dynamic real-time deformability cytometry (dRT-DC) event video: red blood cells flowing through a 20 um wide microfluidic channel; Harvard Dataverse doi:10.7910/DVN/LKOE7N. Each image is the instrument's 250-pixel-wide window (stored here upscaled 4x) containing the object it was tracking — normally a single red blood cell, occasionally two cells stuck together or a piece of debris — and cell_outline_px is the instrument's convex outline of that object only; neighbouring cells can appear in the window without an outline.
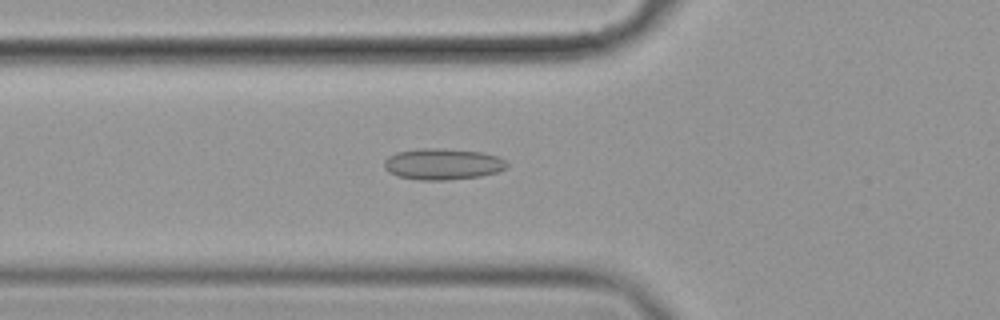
{"species": "common noctule bat (a hibernating species)", "species_latin": "Nyctalus noctula", "temperature_condition": "cold", "stored_images_in_passage": 45, "camera_frame_rate_fps": 3000, "um_per_image_px": 0.085, "animal": {"sex": "female", "body_mass_g": 19.9}, "frame": {"image": 1, "passage_image": 9, "time_ms": 2.667, "image_size_px": [1000, 320], "cell_outline_px": [[508, 164], [504, 168], [496, 172], [480, 176], [444, 180], [420, 180], [396, 176], [388, 172], [384, 168], [384, 160], [388, 156], [396, 152], [416, 148], [440, 148], [484, 152], [500, 156]], "centroid_in_image_um": [37.59, 13.93], "position_along_channel_um": 88.2, "area_um2": 22.54}}
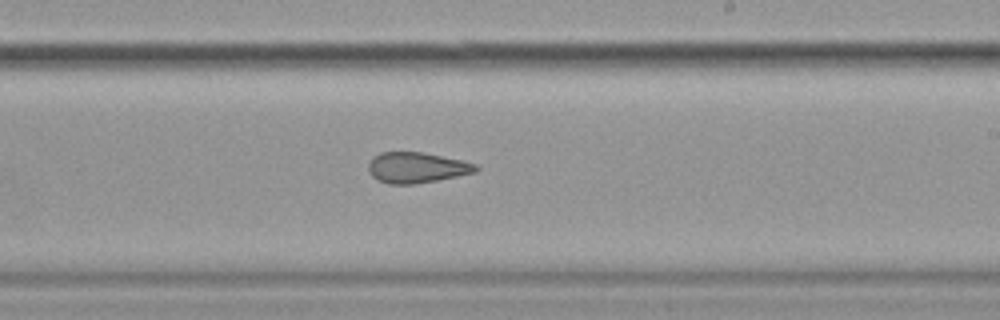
{"frame": {"image": 2, "passage_image": 23, "time_ms": 7.333, "image_size_px": [1000, 320], "cell_outline_px": [[480, 168], [476, 172], [436, 180], [412, 184], [388, 184], [376, 180], [368, 172], [368, 164], [372, 156], [380, 152], [420, 152], [464, 160], [476, 164]], "centroid_in_image_um": [35.38, 14.24], "position_along_channel_um": 253.6, "area_um2": 19.31}}
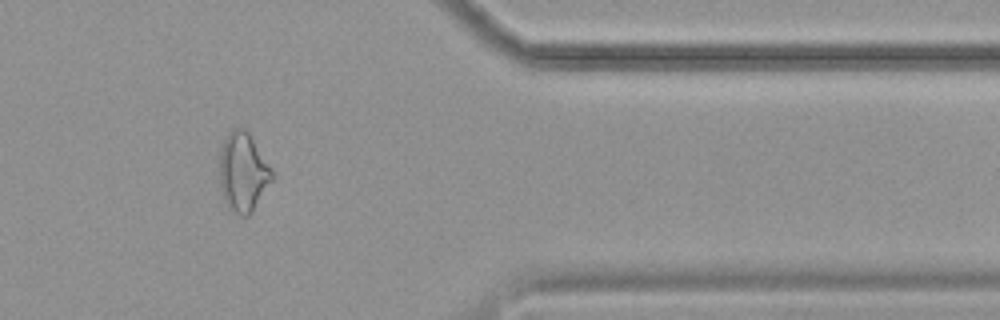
{"frame": {"image": 3, "passage_image": 36, "time_ms": 11.667, "image_size_px": [1000, 320], "cell_outline_px": [[276, 176], [252, 212], [248, 216], [240, 216], [228, 208], [224, 200], [220, 184], [220, 148], [228, 132], [232, 128], [244, 128], [248, 132], [272, 168]], "centroid_in_image_um": [20.68, 14.64], "position_along_channel_um": 390.7, "area_um2": 24.45}, "authors_computed_cell_mechanics": {"area_um2": 21.7906, "velocity_mm_per_s": 3.5487, "shape_relaxation_time_tau1_ms": null, "shape_relaxation_time_tau2_ms": 2.7848, "deformation_change_tau1": null, "deformation_change_tau2": 0.1082}}